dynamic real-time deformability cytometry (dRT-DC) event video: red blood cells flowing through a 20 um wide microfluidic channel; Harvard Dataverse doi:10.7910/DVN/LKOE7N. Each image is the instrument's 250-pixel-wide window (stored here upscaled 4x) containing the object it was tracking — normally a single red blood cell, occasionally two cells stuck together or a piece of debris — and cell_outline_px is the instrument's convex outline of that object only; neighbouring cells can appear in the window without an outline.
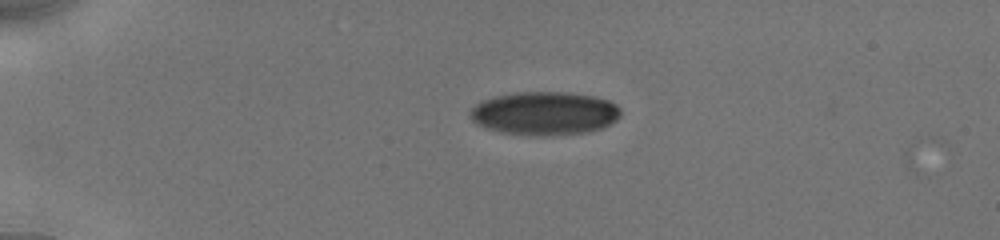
{"species": "human", "species_latin": "Homo sapiens", "temperature_condition": "cold", "stored_images_in_passage": 9, "camera_frame_rate_fps": 3000, "um_per_image_px": 0.085, "donor": {"sex": "male"}, "frame": {"image": 1, "passage_image": 1, "time_ms": 0.0, "image_size_px": [1000, 240], "cell_outline_px": [[620, 116], [616, 120], [600, 128], [588, 132], [552, 136], [532, 136], [500, 132], [476, 124], [468, 116], [468, 112], [476, 104], [492, 96], [516, 92], [564, 92], [596, 96], [608, 100], [616, 104], [620, 108]], "centroid_in_image_um": [46.26, 9.64], "position_along_channel_um": 38.7, "area_um2": 38.44}}
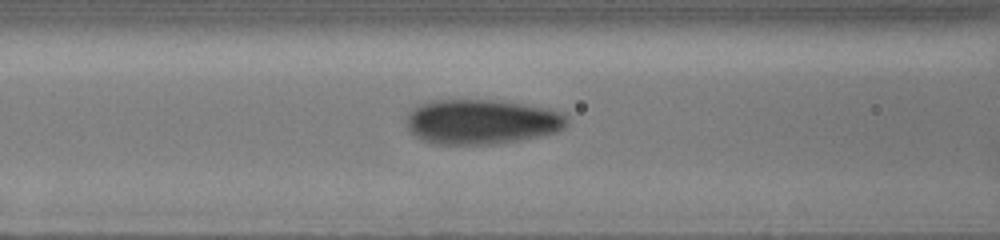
{"frame": {"image": 2, "passage_image": 6, "time_ms": 3.667, "image_size_px": [1000, 240], "cell_outline_px": [[568, 124], [564, 128], [556, 132], [516, 140], [488, 144], [440, 144], [424, 140], [416, 136], [408, 128], [404, 120], [408, 112], [412, 108], [420, 104], [432, 100], [496, 100], [520, 104], [560, 112], [568, 116]], "centroid_in_image_um": [40.88, 10.34], "position_along_channel_um": 125.7, "area_um2": 41.5}}
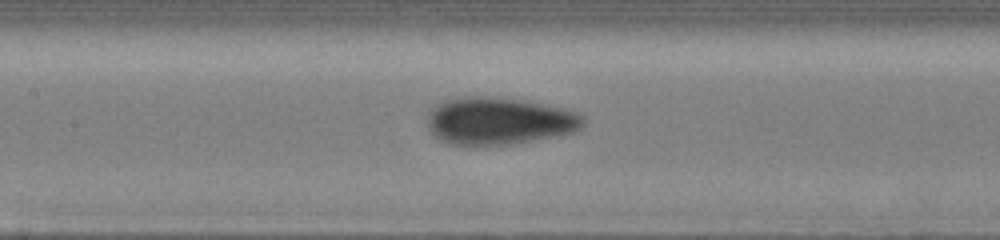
{"frame": {"image": 3, "passage_image": 8, "time_ms": 4.667, "image_size_px": [1000, 240], "cell_outline_px": [[584, 124], [576, 132], [508, 144], [448, 144], [440, 140], [428, 128], [428, 112], [436, 104], [444, 100], [468, 96], [484, 96], [528, 100], [568, 108], [580, 112], [584, 116]], "centroid_in_image_um": [42.47, 10.25], "position_along_channel_um": 164.9, "area_um2": 43.18}}